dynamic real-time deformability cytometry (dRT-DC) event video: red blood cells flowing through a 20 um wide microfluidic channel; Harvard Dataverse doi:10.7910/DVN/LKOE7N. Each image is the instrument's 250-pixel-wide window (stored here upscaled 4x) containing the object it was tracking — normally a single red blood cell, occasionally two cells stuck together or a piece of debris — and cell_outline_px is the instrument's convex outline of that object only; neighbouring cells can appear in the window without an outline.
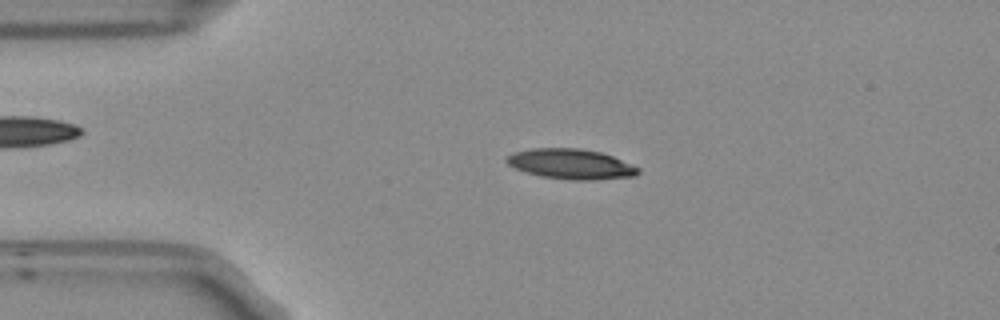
{"species": "Egyptian fruit bat (a non-hibernating species)", "species_latin": "Rousettus aegyptiacus", "temperature_condition": "room temperature", "stored_images_in_passage": 49, "camera_frame_rate_fps": 3000, "um_per_image_px": 0.085, "frame": {"image": 1, "passage_image": 7, "time_ms": 2.0, "image_size_px": [1000, 320], "cell_outline_px": [[640, 172], [636, 176], [596, 180], [568, 180], [540, 176], [516, 168], [508, 164], [504, 160], [512, 152], [532, 148], [580, 148], [600, 152], [612, 156], [632, 164], [640, 168]], "centroid_in_image_um": [48.55, 13.94], "position_along_channel_um": 36.4, "area_um2": 23.24}}
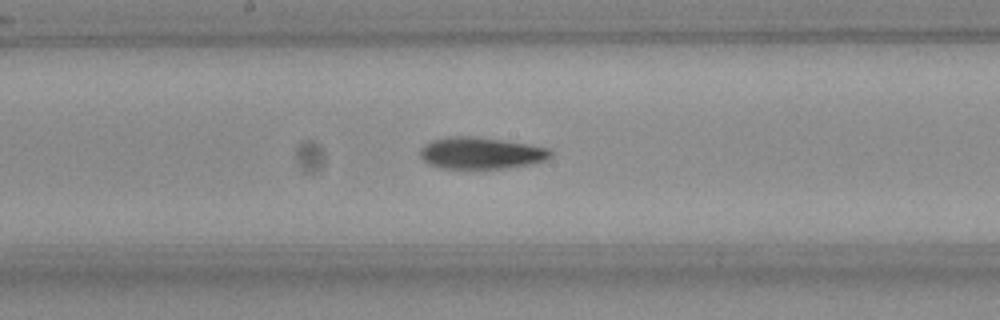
{"frame": {"image": 2, "passage_image": 23, "time_ms": 7.333, "image_size_px": [1000, 320], "cell_outline_px": [[552, 156], [544, 160], [504, 168], [440, 168], [428, 164], [420, 156], [420, 148], [424, 144], [432, 140], [444, 136], [476, 136], [548, 148], [552, 152]], "centroid_in_image_um": [40.79, 13.0], "position_along_channel_um": 207.4, "area_um2": 23.81}}
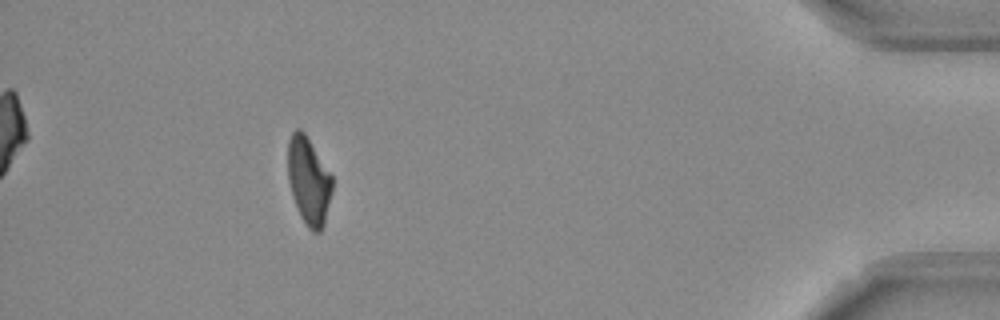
{"frame": {"image": 3, "passage_image": 44, "time_ms": 14.333, "image_size_px": [1000, 320], "cell_outline_px": [[332, 188], [324, 224], [320, 232], [312, 232], [308, 228], [300, 216], [292, 196], [288, 180], [288, 140], [292, 132], [296, 128], [300, 128], [304, 132], [332, 176]], "centroid_in_image_um": [26.22, 15.37], "position_along_channel_um": 409.0, "area_um2": 22.43}, "authors_computed_cell_mechanics": {"area_um2": 23.1778, "velocity_mm_per_s": 3.761, "shape_relaxation_time_tau1_ms": 3.792, "shape_relaxation_time_tau2_ms": 6.2378, "deformation_change_tau1": 0.1636, "deformation_change_tau2": 0.157}}